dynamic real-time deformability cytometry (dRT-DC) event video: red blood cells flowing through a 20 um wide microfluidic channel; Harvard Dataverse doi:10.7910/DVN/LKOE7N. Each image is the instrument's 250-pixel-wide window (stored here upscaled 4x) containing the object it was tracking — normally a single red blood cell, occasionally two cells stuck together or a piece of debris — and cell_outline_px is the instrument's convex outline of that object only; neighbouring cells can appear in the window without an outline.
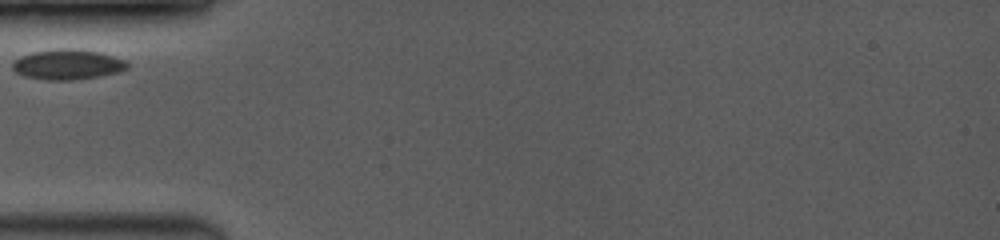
{"species": "common noctule bat (a hibernating species)", "species_latin": "Nyctalus noctula", "temperature_condition": "room temperature", "stored_images_in_passage": 2, "camera_frame_rate_fps": 3500, "um_per_image_px": 0.085, "animal": {"sex": "female", "body_mass_g": 19.0, "forearm_length_mm": 53.3}, "frame": {"image": 1, "passage_image": 1, "time_ms": 0.0, "image_size_px": [1000, 240], "cell_outline_px": [[128, 68], [120, 72], [100, 76], [72, 80], [44, 80], [24, 76], [16, 72], [12, 68], [12, 64], [20, 56], [32, 52], [56, 48], [76, 48], [100, 52], [124, 60], [128, 64]], "centroid_in_image_um": [5.74, 5.47], "position_along_channel_um": 79.3, "area_um2": 20.35}}
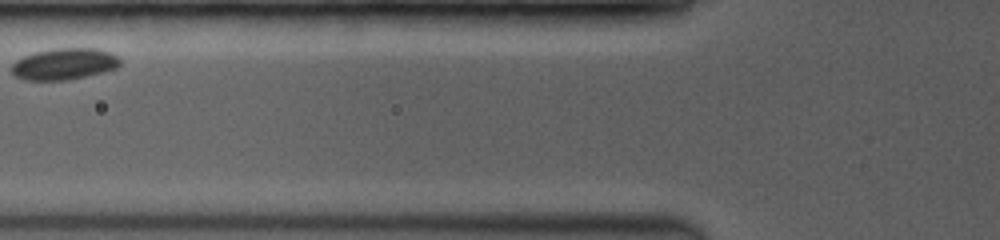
{"frame": {"image": 2, "passage_image": 2, "time_ms": 1.143, "image_size_px": [1000, 240], "cell_outline_px": [[120, 64], [116, 68], [68, 80], [24, 80], [16, 76], [12, 72], [12, 64], [16, 60], [24, 56], [36, 52], [56, 48], [96, 48], [112, 52], [120, 60]], "centroid_in_image_um": [5.45, 5.43], "position_along_channel_um": 120.3, "area_um2": 19.71}}